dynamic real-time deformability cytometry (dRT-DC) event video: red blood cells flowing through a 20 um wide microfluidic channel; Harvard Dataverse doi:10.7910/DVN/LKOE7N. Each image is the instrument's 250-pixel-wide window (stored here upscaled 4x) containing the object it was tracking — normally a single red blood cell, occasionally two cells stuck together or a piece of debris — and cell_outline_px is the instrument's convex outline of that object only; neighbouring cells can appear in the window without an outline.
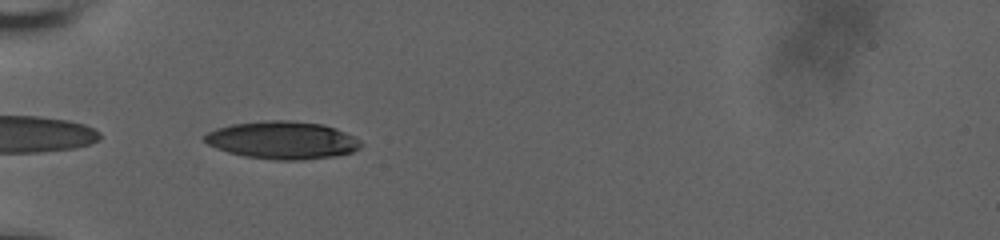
{"species": "human", "species_latin": "Homo sapiens", "temperature_condition": "room temperature", "stored_images_in_passage": 38, "camera_frame_rate_fps": 3000, "um_per_image_px": 0.085, "donor": {"sex": "male"}, "frame": {"image": 1, "passage_image": 1, "time_ms": 0.0, "image_size_px": [1000, 240], "cell_outline_px": [[360, 148], [352, 152], [332, 156], [300, 160], [276, 160], [244, 156], [228, 152], [216, 148], [208, 144], [200, 136], [216, 128], [232, 124], [264, 120], [288, 120], [324, 124], [336, 128], [360, 140]], "centroid_in_image_um": [23.96, 11.9], "position_along_channel_um": 61.0, "area_um2": 34.33}}
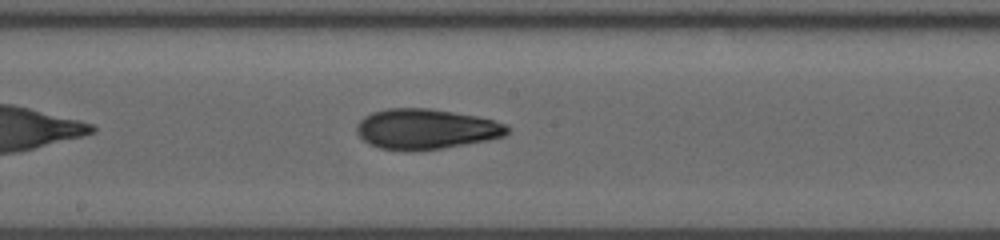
{"frame": {"image": 2, "passage_image": 14, "time_ms": 4.333, "image_size_px": [1000, 240], "cell_outline_px": [[508, 132], [504, 136], [488, 140], [440, 148], [412, 152], [404, 152], [380, 148], [368, 144], [356, 132], [356, 124], [364, 116], [372, 112], [388, 108], [428, 108], [476, 116], [492, 120], [504, 124], [508, 128]], "centroid_in_image_um": [36.13, 10.98], "position_along_channel_um": 212.1, "area_um2": 35.37}}
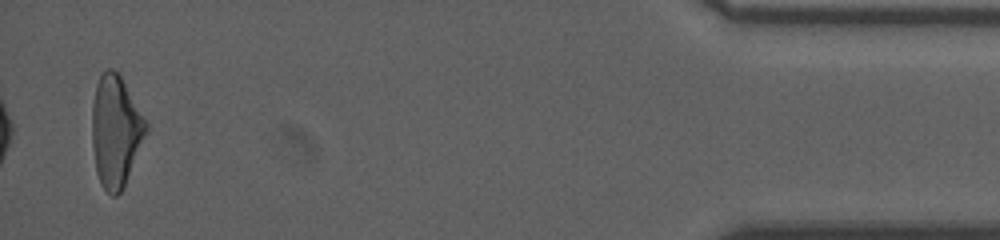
{"frame": {"image": 3, "passage_image": 37, "time_ms": 12.0, "image_size_px": [1000, 240], "cell_outline_px": [[148, 132], [124, 188], [116, 196], [112, 196], [100, 184], [96, 172], [92, 144], [92, 104], [96, 84], [100, 76], [108, 68], [112, 68], [120, 76], [148, 124]], "centroid_in_image_um": [9.83, 11.2], "position_along_channel_um": 425.4, "area_um2": 35.14}, "authors_computed_cell_mechanics": {"area_um2": 34.5355, "velocity_mm_per_s": 3.7405, "shape_relaxation_time_tau1_ms": null, "shape_relaxation_time_tau2_ms": 2.5623, "deformation_change_tau1": null, "deformation_change_tau2": 0.0936}}